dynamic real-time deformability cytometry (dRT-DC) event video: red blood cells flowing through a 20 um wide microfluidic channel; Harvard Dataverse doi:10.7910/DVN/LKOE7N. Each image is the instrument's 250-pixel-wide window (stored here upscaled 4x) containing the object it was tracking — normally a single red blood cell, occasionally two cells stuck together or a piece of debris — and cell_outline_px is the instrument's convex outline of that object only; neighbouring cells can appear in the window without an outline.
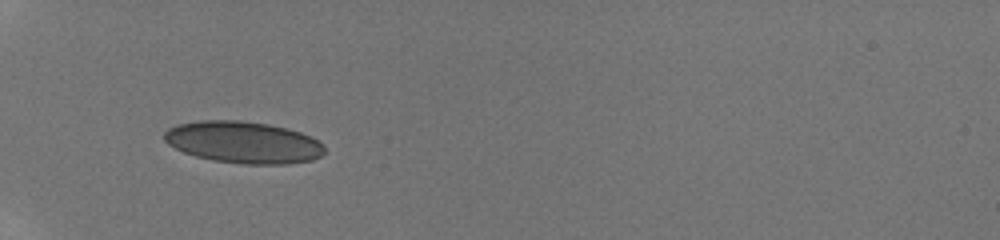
{"species": "human", "species_latin": "Homo sapiens", "temperature_condition": "room temperature", "stored_images_in_passage": 8, "camera_frame_rate_fps": 3000, "um_per_image_px": 0.085, "donor": {"sex": "male"}, "frame": {"image": 1, "passage_image": 1, "time_ms": 0.0, "image_size_px": [1000, 240], "cell_outline_px": [[324, 152], [320, 156], [312, 160], [288, 164], [244, 164], [212, 160], [196, 156], [184, 152], [168, 144], [164, 140], [164, 132], [168, 128], [176, 124], [200, 120], [240, 120], [268, 124], [300, 132], [312, 136], [324, 144]], "centroid_in_image_um": [20.68, 12.09], "position_along_channel_um": 64.3, "area_um2": 39.19}}
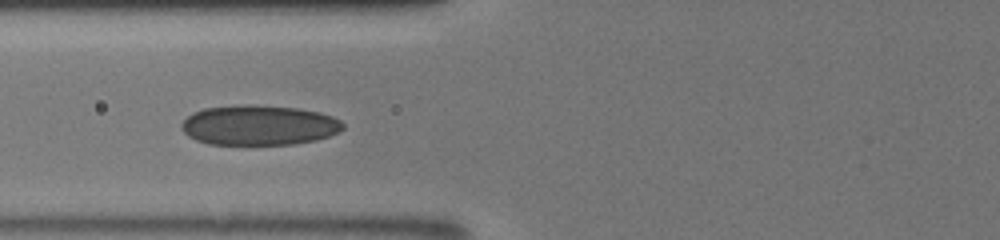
{"frame": {"image": 2, "passage_image": 7, "time_ms": 1.333, "image_size_px": [1000, 240], "cell_outline_px": [[344, 128], [340, 132], [316, 140], [292, 144], [208, 144], [196, 140], [188, 136], [180, 128], [180, 124], [192, 112], [204, 108], [244, 104], [252, 104], [296, 108], [320, 112], [332, 116], [340, 120], [344, 124]], "centroid_in_image_um": [22.0, 10.63], "position_along_channel_um": 103.8, "area_um2": 37.86}}